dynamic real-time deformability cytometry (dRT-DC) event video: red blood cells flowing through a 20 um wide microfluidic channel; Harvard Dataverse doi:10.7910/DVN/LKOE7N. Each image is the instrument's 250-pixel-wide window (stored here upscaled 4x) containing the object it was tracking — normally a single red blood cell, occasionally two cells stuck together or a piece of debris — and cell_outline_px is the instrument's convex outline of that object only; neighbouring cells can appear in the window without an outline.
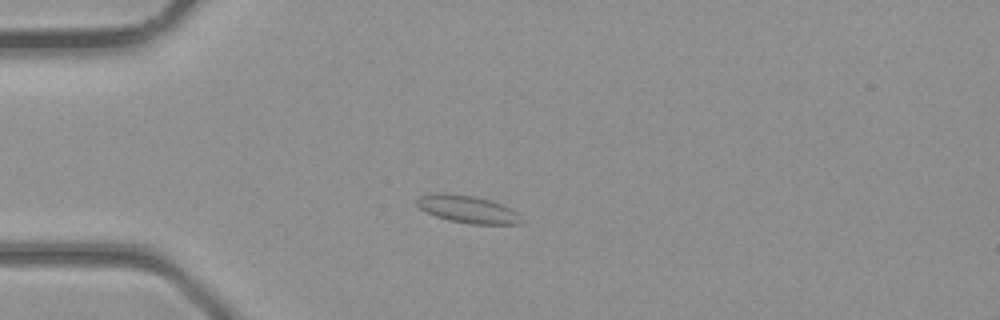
{"species": "common noctule bat (a hibernating species)", "species_latin": "Nyctalus noctula", "temperature_condition": "room temperature", "stored_images_in_passage": 33, "segment_of_instrument_passage": [1, 2], "camera_frame_rate_fps": 3000, "um_per_image_px": 0.085, "animal": {"sex": "male", "body_mass_g": 23.1, "forearm_length_mm": 52.7}, "frame": {"image": 1, "passage_image": 3, "time_ms": 0.667, "image_size_px": [1000, 320], "cell_outline_px": [[524, 224], [468, 224], [448, 220], [424, 212], [416, 204], [416, 200], [420, 196], [432, 192], [448, 192], [476, 196], [500, 204], [516, 212], [524, 220]], "centroid_in_image_um": [39.7, 17.78], "position_along_channel_um": 45.3, "area_um2": 16.99}}
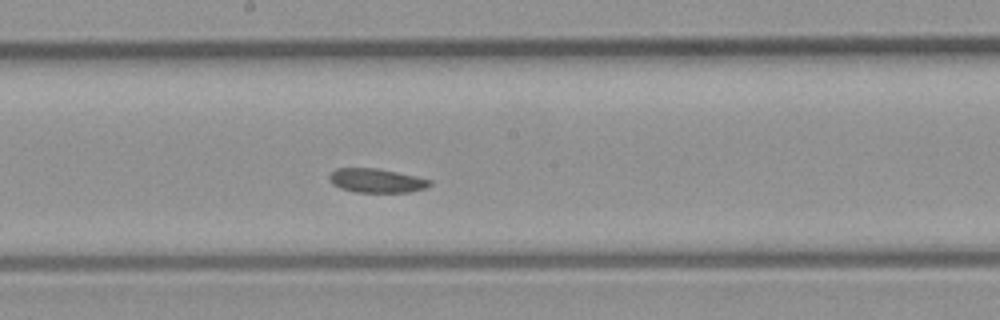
{"frame": {"image": 2, "passage_image": 14, "time_ms": 4.333, "image_size_px": [1000, 320], "cell_outline_px": [[432, 184], [428, 188], [412, 192], [356, 192], [340, 188], [332, 184], [328, 180], [328, 176], [336, 168], [376, 168], [396, 172], [432, 180]], "centroid_in_image_um": [32.01, 15.36], "position_along_channel_um": 216.2, "area_um2": 14.16}}
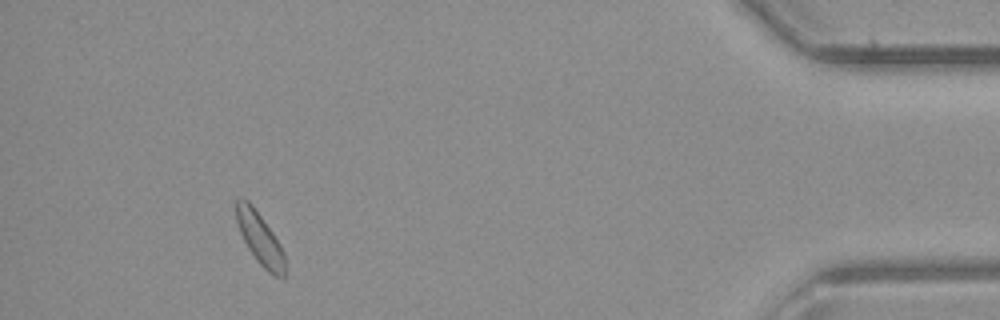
{"frame": {"image": 3, "passage_image": 29, "time_ms": 9.333, "image_size_px": [1000, 320], "cell_outline_px": [[284, 280], [268, 272], [256, 260], [248, 248], [240, 232], [236, 220], [236, 200], [240, 196], [248, 200], [252, 204], [272, 232], [280, 244], [284, 252]], "centroid_in_image_um": [22.08, 20.26], "position_along_channel_um": 413.1, "area_um2": 14.62}}